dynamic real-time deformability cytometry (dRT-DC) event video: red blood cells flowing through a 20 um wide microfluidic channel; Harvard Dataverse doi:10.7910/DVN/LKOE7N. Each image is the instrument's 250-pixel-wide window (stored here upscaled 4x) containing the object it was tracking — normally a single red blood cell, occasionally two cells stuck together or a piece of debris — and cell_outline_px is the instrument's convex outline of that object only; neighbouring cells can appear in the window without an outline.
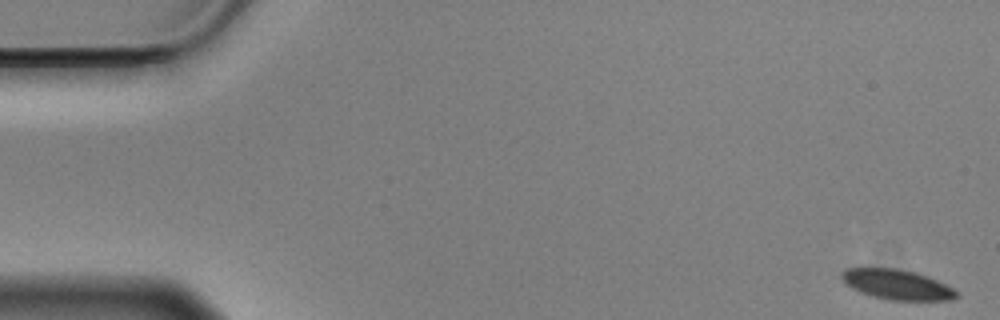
{"species": "Egyptian fruit bat (a non-hibernating species)", "species_latin": "Rousettus aegyptiacus", "temperature_condition": "cold", "stored_images_in_passage": 57, "camera_frame_rate_fps": 3000, "um_per_image_px": 0.085, "animal": {"sex": "male"}, "frame": {"image": 1, "passage_image": 1, "time_ms": 0.0, "image_size_px": [1000, 320], "cell_outline_px": [[960, 296], [952, 300], [888, 300], [872, 296], [860, 292], [844, 284], [840, 276], [840, 272], [844, 268], [864, 264], [868, 264], [896, 268], [916, 272], [936, 280], [960, 292]], "centroid_in_image_um": [76.13, 24.13], "position_along_channel_um": 8.9, "area_um2": 21.1}}
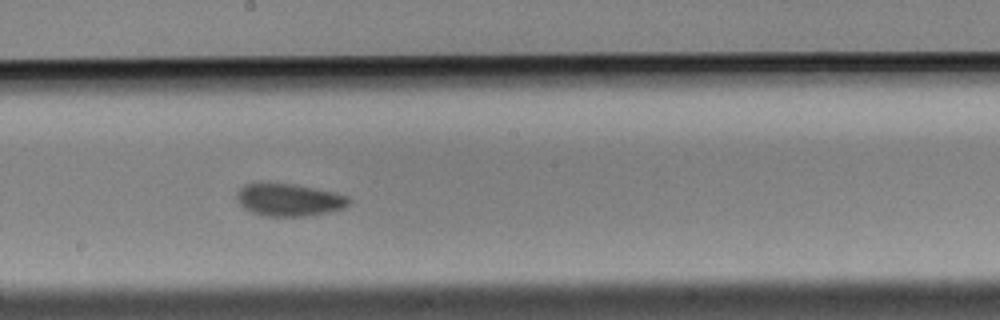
{"frame": {"image": 2, "passage_image": 31, "time_ms": 10.0, "image_size_px": [1000, 320], "cell_outline_px": [[352, 204], [344, 208], [332, 212], [308, 216], [268, 216], [252, 212], [244, 208], [240, 204], [236, 196], [236, 192], [244, 184], [292, 184], [336, 192], [348, 196], [352, 200]], "centroid_in_image_um": [24.65, 17.0], "position_along_channel_um": 223.6, "area_um2": 21.27}}
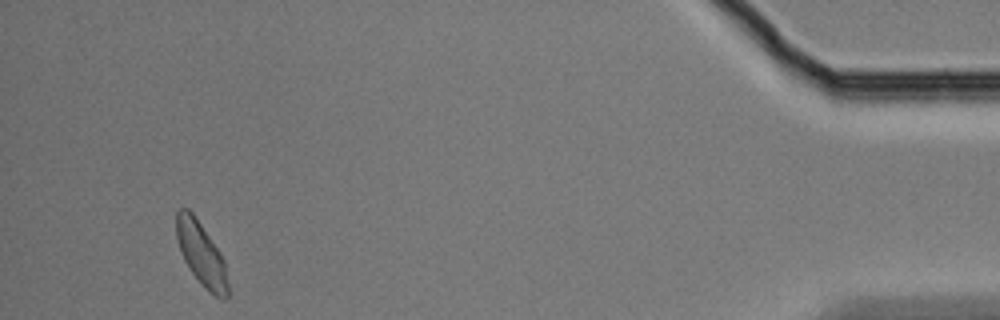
{"frame": {"image": 3, "passage_image": 54, "time_ms": 17.667, "image_size_px": [1000, 320], "cell_outline_px": [[228, 300], [224, 300], [216, 296], [192, 272], [184, 260], [180, 252], [176, 236], [176, 212], [180, 208], [188, 208], [192, 212], [220, 252], [224, 260], [228, 284]], "centroid_in_image_um": [17.1, 21.54], "position_along_channel_um": 418.1, "area_um2": 18.61}, "authors_computed_cell_mechanics": {"area_um2": 20.6924, "velocity_mm_per_s": 3.4868, "shape_relaxation_time_tau1_ms": 3.7486, "shape_relaxation_time_tau2_ms": 5.7918, "deformation_change_tau1": 0.0797, "deformation_change_tau2": 0.1039}}